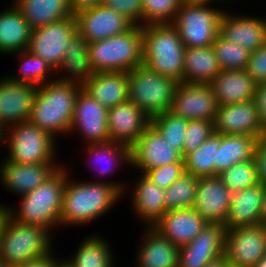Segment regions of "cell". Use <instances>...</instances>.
I'll return each mask as SVG.
<instances>
[{"mask_svg": "<svg viewBox=\"0 0 266 267\" xmlns=\"http://www.w3.org/2000/svg\"><path fill=\"white\" fill-rule=\"evenodd\" d=\"M68 166L60 223L64 229L94 222L113 210L124 198L123 193L112 184L93 180L74 181L69 176L71 170Z\"/></svg>", "mask_w": 266, "mask_h": 267, "instance_id": "6da1fadb", "label": "cell"}, {"mask_svg": "<svg viewBox=\"0 0 266 267\" xmlns=\"http://www.w3.org/2000/svg\"><path fill=\"white\" fill-rule=\"evenodd\" d=\"M66 164L63 163L49 179L34 190L19 196L21 200L18 206L0 203V207L16 222L43 226L53 233L55 227H61Z\"/></svg>", "mask_w": 266, "mask_h": 267, "instance_id": "7a4b0ae2", "label": "cell"}, {"mask_svg": "<svg viewBox=\"0 0 266 267\" xmlns=\"http://www.w3.org/2000/svg\"><path fill=\"white\" fill-rule=\"evenodd\" d=\"M47 228L16 222L5 211L0 220V258L5 266H20L55 250Z\"/></svg>", "mask_w": 266, "mask_h": 267, "instance_id": "3957f363", "label": "cell"}, {"mask_svg": "<svg viewBox=\"0 0 266 267\" xmlns=\"http://www.w3.org/2000/svg\"><path fill=\"white\" fill-rule=\"evenodd\" d=\"M83 87L53 80L39 86L29 121L56 139L69 135L75 101Z\"/></svg>", "mask_w": 266, "mask_h": 267, "instance_id": "277c9868", "label": "cell"}, {"mask_svg": "<svg viewBox=\"0 0 266 267\" xmlns=\"http://www.w3.org/2000/svg\"><path fill=\"white\" fill-rule=\"evenodd\" d=\"M142 65L183 82L185 46L172 24L143 26Z\"/></svg>", "mask_w": 266, "mask_h": 267, "instance_id": "5b68a950", "label": "cell"}, {"mask_svg": "<svg viewBox=\"0 0 266 267\" xmlns=\"http://www.w3.org/2000/svg\"><path fill=\"white\" fill-rule=\"evenodd\" d=\"M143 26L88 43L92 69L97 72H129L142 65Z\"/></svg>", "mask_w": 266, "mask_h": 267, "instance_id": "8992f818", "label": "cell"}, {"mask_svg": "<svg viewBox=\"0 0 266 267\" xmlns=\"http://www.w3.org/2000/svg\"><path fill=\"white\" fill-rule=\"evenodd\" d=\"M226 5L232 1H183L172 25L185 48L212 46L219 35V22L225 11L213 3ZM214 6V7H212Z\"/></svg>", "mask_w": 266, "mask_h": 267, "instance_id": "52a82bcc", "label": "cell"}, {"mask_svg": "<svg viewBox=\"0 0 266 267\" xmlns=\"http://www.w3.org/2000/svg\"><path fill=\"white\" fill-rule=\"evenodd\" d=\"M178 85L177 80L141 65L128 72V100L152 119L171 111Z\"/></svg>", "mask_w": 266, "mask_h": 267, "instance_id": "ba28073f", "label": "cell"}, {"mask_svg": "<svg viewBox=\"0 0 266 267\" xmlns=\"http://www.w3.org/2000/svg\"><path fill=\"white\" fill-rule=\"evenodd\" d=\"M58 141L50 133L24 121L5 129V159L20 164L59 163L55 158Z\"/></svg>", "mask_w": 266, "mask_h": 267, "instance_id": "9c48e42d", "label": "cell"}, {"mask_svg": "<svg viewBox=\"0 0 266 267\" xmlns=\"http://www.w3.org/2000/svg\"><path fill=\"white\" fill-rule=\"evenodd\" d=\"M76 17L50 23L31 31L28 51L44 59L56 72L60 67L69 40L77 33Z\"/></svg>", "mask_w": 266, "mask_h": 267, "instance_id": "30bf717a", "label": "cell"}, {"mask_svg": "<svg viewBox=\"0 0 266 267\" xmlns=\"http://www.w3.org/2000/svg\"><path fill=\"white\" fill-rule=\"evenodd\" d=\"M107 116L108 108L82 88L75 101L69 137L77 132L85 144L110 141Z\"/></svg>", "mask_w": 266, "mask_h": 267, "instance_id": "8fae6325", "label": "cell"}, {"mask_svg": "<svg viewBox=\"0 0 266 267\" xmlns=\"http://www.w3.org/2000/svg\"><path fill=\"white\" fill-rule=\"evenodd\" d=\"M232 267H252L266 255V224L226 230L225 252Z\"/></svg>", "mask_w": 266, "mask_h": 267, "instance_id": "7c38bea8", "label": "cell"}, {"mask_svg": "<svg viewBox=\"0 0 266 267\" xmlns=\"http://www.w3.org/2000/svg\"><path fill=\"white\" fill-rule=\"evenodd\" d=\"M185 162L182 154L150 125L131 147V166L144 173L166 164Z\"/></svg>", "mask_w": 266, "mask_h": 267, "instance_id": "4fadbf2b", "label": "cell"}, {"mask_svg": "<svg viewBox=\"0 0 266 267\" xmlns=\"http://www.w3.org/2000/svg\"><path fill=\"white\" fill-rule=\"evenodd\" d=\"M217 108L210 84L179 82L171 112L188 120L214 121Z\"/></svg>", "mask_w": 266, "mask_h": 267, "instance_id": "5bb4252c", "label": "cell"}, {"mask_svg": "<svg viewBox=\"0 0 266 267\" xmlns=\"http://www.w3.org/2000/svg\"><path fill=\"white\" fill-rule=\"evenodd\" d=\"M226 228L220 223H207L187 245L179 248L178 267H205L225 252Z\"/></svg>", "mask_w": 266, "mask_h": 267, "instance_id": "9a60e30c", "label": "cell"}, {"mask_svg": "<svg viewBox=\"0 0 266 267\" xmlns=\"http://www.w3.org/2000/svg\"><path fill=\"white\" fill-rule=\"evenodd\" d=\"M37 89L8 76L0 78V124L5 129L29 121Z\"/></svg>", "mask_w": 266, "mask_h": 267, "instance_id": "2e32d148", "label": "cell"}, {"mask_svg": "<svg viewBox=\"0 0 266 267\" xmlns=\"http://www.w3.org/2000/svg\"><path fill=\"white\" fill-rule=\"evenodd\" d=\"M214 133L220 135L266 136V129L261 125L254 100L218 106L214 120Z\"/></svg>", "mask_w": 266, "mask_h": 267, "instance_id": "e0dca14e", "label": "cell"}, {"mask_svg": "<svg viewBox=\"0 0 266 267\" xmlns=\"http://www.w3.org/2000/svg\"><path fill=\"white\" fill-rule=\"evenodd\" d=\"M77 31L87 43L123 34L134 25L119 13L103 5L75 15Z\"/></svg>", "mask_w": 266, "mask_h": 267, "instance_id": "ac0fdd59", "label": "cell"}, {"mask_svg": "<svg viewBox=\"0 0 266 267\" xmlns=\"http://www.w3.org/2000/svg\"><path fill=\"white\" fill-rule=\"evenodd\" d=\"M83 148L85 151L83 153H85L86 157L84 162H90L91 164L93 162L96 163H94L95 165L92 164L94 166V171L96 170V172H94L95 176L98 173L97 179H95L94 181L112 184L123 193L124 197H126L125 195L129 189L125 182L120 179H118L119 182L116 179L112 181V178L110 181L105 177H108L109 174H114L115 170H117V167H122L121 165L123 164H126V166L129 165L128 167L131 168V148L111 140L102 143L87 144L86 146H83ZM102 178H104V180Z\"/></svg>", "mask_w": 266, "mask_h": 267, "instance_id": "d6986e66", "label": "cell"}, {"mask_svg": "<svg viewBox=\"0 0 266 267\" xmlns=\"http://www.w3.org/2000/svg\"><path fill=\"white\" fill-rule=\"evenodd\" d=\"M62 163L20 164L7 159L0 162V183L11 194L22 196L49 179Z\"/></svg>", "mask_w": 266, "mask_h": 267, "instance_id": "ffe728a7", "label": "cell"}, {"mask_svg": "<svg viewBox=\"0 0 266 267\" xmlns=\"http://www.w3.org/2000/svg\"><path fill=\"white\" fill-rule=\"evenodd\" d=\"M107 123L110 140L131 148L151 125V118L127 100L108 109Z\"/></svg>", "mask_w": 266, "mask_h": 267, "instance_id": "44dd1931", "label": "cell"}, {"mask_svg": "<svg viewBox=\"0 0 266 267\" xmlns=\"http://www.w3.org/2000/svg\"><path fill=\"white\" fill-rule=\"evenodd\" d=\"M219 34L253 52L266 43V17L237 15L226 9L220 18Z\"/></svg>", "mask_w": 266, "mask_h": 267, "instance_id": "7402d4cb", "label": "cell"}, {"mask_svg": "<svg viewBox=\"0 0 266 267\" xmlns=\"http://www.w3.org/2000/svg\"><path fill=\"white\" fill-rule=\"evenodd\" d=\"M207 223L194 208H180L167 211L152 228L181 248L189 244Z\"/></svg>", "mask_w": 266, "mask_h": 267, "instance_id": "603a6c76", "label": "cell"}, {"mask_svg": "<svg viewBox=\"0 0 266 267\" xmlns=\"http://www.w3.org/2000/svg\"><path fill=\"white\" fill-rule=\"evenodd\" d=\"M231 192L218 176L201 177L193 208L208 222L224 224L229 213Z\"/></svg>", "mask_w": 266, "mask_h": 267, "instance_id": "cb8c5ba5", "label": "cell"}, {"mask_svg": "<svg viewBox=\"0 0 266 267\" xmlns=\"http://www.w3.org/2000/svg\"><path fill=\"white\" fill-rule=\"evenodd\" d=\"M132 187L131 209L142 222L141 227H152L167 211L164 199L165 190L158 187L149 180L143 173L140 175ZM133 207V208H132ZM144 222V223H143Z\"/></svg>", "mask_w": 266, "mask_h": 267, "instance_id": "d4e9b609", "label": "cell"}, {"mask_svg": "<svg viewBox=\"0 0 266 267\" xmlns=\"http://www.w3.org/2000/svg\"><path fill=\"white\" fill-rule=\"evenodd\" d=\"M263 193L262 183L231 193L229 213L223 224L226 230L262 224Z\"/></svg>", "mask_w": 266, "mask_h": 267, "instance_id": "484cf974", "label": "cell"}, {"mask_svg": "<svg viewBox=\"0 0 266 267\" xmlns=\"http://www.w3.org/2000/svg\"><path fill=\"white\" fill-rule=\"evenodd\" d=\"M218 106L251 101L257 83L243 70H222L210 83Z\"/></svg>", "mask_w": 266, "mask_h": 267, "instance_id": "4316f807", "label": "cell"}, {"mask_svg": "<svg viewBox=\"0 0 266 267\" xmlns=\"http://www.w3.org/2000/svg\"><path fill=\"white\" fill-rule=\"evenodd\" d=\"M140 246L137 247V267H178L179 248L162 237L152 227H142Z\"/></svg>", "mask_w": 266, "mask_h": 267, "instance_id": "83f0119b", "label": "cell"}, {"mask_svg": "<svg viewBox=\"0 0 266 267\" xmlns=\"http://www.w3.org/2000/svg\"><path fill=\"white\" fill-rule=\"evenodd\" d=\"M62 72L63 74H61ZM58 73L61 75L57 76L55 80L77 84L81 87H83L95 73L90 64L88 43L78 32L67 44L63 61L56 70V74Z\"/></svg>", "mask_w": 266, "mask_h": 267, "instance_id": "f1b7e54d", "label": "cell"}, {"mask_svg": "<svg viewBox=\"0 0 266 267\" xmlns=\"http://www.w3.org/2000/svg\"><path fill=\"white\" fill-rule=\"evenodd\" d=\"M12 3L0 11V53H13L28 49L32 29L21 11Z\"/></svg>", "mask_w": 266, "mask_h": 267, "instance_id": "f546056e", "label": "cell"}, {"mask_svg": "<svg viewBox=\"0 0 266 267\" xmlns=\"http://www.w3.org/2000/svg\"><path fill=\"white\" fill-rule=\"evenodd\" d=\"M108 109L128 100V72H97L83 86Z\"/></svg>", "mask_w": 266, "mask_h": 267, "instance_id": "4dcf8cb0", "label": "cell"}, {"mask_svg": "<svg viewBox=\"0 0 266 267\" xmlns=\"http://www.w3.org/2000/svg\"><path fill=\"white\" fill-rule=\"evenodd\" d=\"M33 30L55 23L73 14L69 0H12Z\"/></svg>", "mask_w": 266, "mask_h": 267, "instance_id": "1f68e13d", "label": "cell"}, {"mask_svg": "<svg viewBox=\"0 0 266 267\" xmlns=\"http://www.w3.org/2000/svg\"><path fill=\"white\" fill-rule=\"evenodd\" d=\"M85 238V239H84ZM75 249L72 256L63 260L67 267H116L111 243L103 236L87 235ZM114 263V264H113Z\"/></svg>", "mask_w": 266, "mask_h": 267, "instance_id": "d6a6232c", "label": "cell"}, {"mask_svg": "<svg viewBox=\"0 0 266 267\" xmlns=\"http://www.w3.org/2000/svg\"><path fill=\"white\" fill-rule=\"evenodd\" d=\"M221 71L212 46L185 48L183 82L210 84Z\"/></svg>", "mask_w": 266, "mask_h": 267, "instance_id": "836d02e7", "label": "cell"}, {"mask_svg": "<svg viewBox=\"0 0 266 267\" xmlns=\"http://www.w3.org/2000/svg\"><path fill=\"white\" fill-rule=\"evenodd\" d=\"M259 137L249 135H221V144L217 150L215 176L231 166L253 159Z\"/></svg>", "mask_w": 266, "mask_h": 267, "instance_id": "e575fe53", "label": "cell"}, {"mask_svg": "<svg viewBox=\"0 0 266 267\" xmlns=\"http://www.w3.org/2000/svg\"><path fill=\"white\" fill-rule=\"evenodd\" d=\"M17 55L19 60V73L8 74L12 80L32 84L36 87L43 86L44 84L55 80L56 72L50 65L41 57L35 56L28 50L13 53ZM21 61V63H20ZM54 75V77H52ZM51 76V77H49Z\"/></svg>", "mask_w": 266, "mask_h": 267, "instance_id": "d590c367", "label": "cell"}, {"mask_svg": "<svg viewBox=\"0 0 266 267\" xmlns=\"http://www.w3.org/2000/svg\"><path fill=\"white\" fill-rule=\"evenodd\" d=\"M221 144V135L213 133L198 149L185 158V172L195 177L215 176L217 150Z\"/></svg>", "mask_w": 266, "mask_h": 267, "instance_id": "8d00e7d4", "label": "cell"}, {"mask_svg": "<svg viewBox=\"0 0 266 267\" xmlns=\"http://www.w3.org/2000/svg\"><path fill=\"white\" fill-rule=\"evenodd\" d=\"M198 183V177L186 172L174 181L164 192L166 211L193 208Z\"/></svg>", "mask_w": 266, "mask_h": 267, "instance_id": "74e56055", "label": "cell"}, {"mask_svg": "<svg viewBox=\"0 0 266 267\" xmlns=\"http://www.w3.org/2000/svg\"><path fill=\"white\" fill-rule=\"evenodd\" d=\"M188 119L176 116L171 111L164 112L151 119V125L162 135L163 139L178 150L183 156L185 132Z\"/></svg>", "mask_w": 266, "mask_h": 267, "instance_id": "f35d334b", "label": "cell"}, {"mask_svg": "<svg viewBox=\"0 0 266 267\" xmlns=\"http://www.w3.org/2000/svg\"><path fill=\"white\" fill-rule=\"evenodd\" d=\"M221 70H243L247 68L250 51L243 46L224 39L220 34L212 44Z\"/></svg>", "mask_w": 266, "mask_h": 267, "instance_id": "ab89813d", "label": "cell"}, {"mask_svg": "<svg viewBox=\"0 0 266 267\" xmlns=\"http://www.w3.org/2000/svg\"><path fill=\"white\" fill-rule=\"evenodd\" d=\"M184 0H142V26L172 24Z\"/></svg>", "mask_w": 266, "mask_h": 267, "instance_id": "60d3db41", "label": "cell"}, {"mask_svg": "<svg viewBox=\"0 0 266 267\" xmlns=\"http://www.w3.org/2000/svg\"><path fill=\"white\" fill-rule=\"evenodd\" d=\"M218 177L231 193L253 187L259 183L253 159L231 166L221 172Z\"/></svg>", "mask_w": 266, "mask_h": 267, "instance_id": "b9f144b4", "label": "cell"}, {"mask_svg": "<svg viewBox=\"0 0 266 267\" xmlns=\"http://www.w3.org/2000/svg\"><path fill=\"white\" fill-rule=\"evenodd\" d=\"M214 133V121L189 120L185 132L183 158L198 149Z\"/></svg>", "mask_w": 266, "mask_h": 267, "instance_id": "7bdbcfd3", "label": "cell"}, {"mask_svg": "<svg viewBox=\"0 0 266 267\" xmlns=\"http://www.w3.org/2000/svg\"><path fill=\"white\" fill-rule=\"evenodd\" d=\"M184 173L185 162H176L147 170L143 174L158 187L165 190Z\"/></svg>", "mask_w": 266, "mask_h": 267, "instance_id": "ee69618b", "label": "cell"}, {"mask_svg": "<svg viewBox=\"0 0 266 267\" xmlns=\"http://www.w3.org/2000/svg\"><path fill=\"white\" fill-rule=\"evenodd\" d=\"M102 5L121 14L134 26H142V0H104Z\"/></svg>", "mask_w": 266, "mask_h": 267, "instance_id": "f6af8a7d", "label": "cell"}, {"mask_svg": "<svg viewBox=\"0 0 266 267\" xmlns=\"http://www.w3.org/2000/svg\"><path fill=\"white\" fill-rule=\"evenodd\" d=\"M246 71L257 84L266 82V43L250 53Z\"/></svg>", "mask_w": 266, "mask_h": 267, "instance_id": "bcb514c9", "label": "cell"}, {"mask_svg": "<svg viewBox=\"0 0 266 267\" xmlns=\"http://www.w3.org/2000/svg\"><path fill=\"white\" fill-rule=\"evenodd\" d=\"M253 160L259 183L266 185V136L262 137L256 145Z\"/></svg>", "mask_w": 266, "mask_h": 267, "instance_id": "7dc6e473", "label": "cell"}, {"mask_svg": "<svg viewBox=\"0 0 266 267\" xmlns=\"http://www.w3.org/2000/svg\"><path fill=\"white\" fill-rule=\"evenodd\" d=\"M253 100L257 107L261 125L266 129V82L257 84Z\"/></svg>", "mask_w": 266, "mask_h": 267, "instance_id": "c3c4849f", "label": "cell"}, {"mask_svg": "<svg viewBox=\"0 0 266 267\" xmlns=\"http://www.w3.org/2000/svg\"><path fill=\"white\" fill-rule=\"evenodd\" d=\"M103 1L104 0H69V5L72 14L75 16L79 12L102 5Z\"/></svg>", "mask_w": 266, "mask_h": 267, "instance_id": "681fc988", "label": "cell"}, {"mask_svg": "<svg viewBox=\"0 0 266 267\" xmlns=\"http://www.w3.org/2000/svg\"><path fill=\"white\" fill-rule=\"evenodd\" d=\"M64 258H58L55 251L45 256L44 258L31 261L30 267H60L63 264Z\"/></svg>", "mask_w": 266, "mask_h": 267, "instance_id": "f907efd6", "label": "cell"}, {"mask_svg": "<svg viewBox=\"0 0 266 267\" xmlns=\"http://www.w3.org/2000/svg\"><path fill=\"white\" fill-rule=\"evenodd\" d=\"M205 267H231L225 255L211 261Z\"/></svg>", "mask_w": 266, "mask_h": 267, "instance_id": "816d5d0a", "label": "cell"}, {"mask_svg": "<svg viewBox=\"0 0 266 267\" xmlns=\"http://www.w3.org/2000/svg\"><path fill=\"white\" fill-rule=\"evenodd\" d=\"M261 217H262V224H266V185H264Z\"/></svg>", "mask_w": 266, "mask_h": 267, "instance_id": "f5cc1de1", "label": "cell"}, {"mask_svg": "<svg viewBox=\"0 0 266 267\" xmlns=\"http://www.w3.org/2000/svg\"><path fill=\"white\" fill-rule=\"evenodd\" d=\"M5 141V128L0 124V149Z\"/></svg>", "mask_w": 266, "mask_h": 267, "instance_id": "db71d44e", "label": "cell"}, {"mask_svg": "<svg viewBox=\"0 0 266 267\" xmlns=\"http://www.w3.org/2000/svg\"><path fill=\"white\" fill-rule=\"evenodd\" d=\"M252 267H266V255L262 257L255 265Z\"/></svg>", "mask_w": 266, "mask_h": 267, "instance_id": "11a10c76", "label": "cell"}, {"mask_svg": "<svg viewBox=\"0 0 266 267\" xmlns=\"http://www.w3.org/2000/svg\"><path fill=\"white\" fill-rule=\"evenodd\" d=\"M6 267H30V262H27L26 264L20 266H6Z\"/></svg>", "mask_w": 266, "mask_h": 267, "instance_id": "9f6ffc18", "label": "cell"}, {"mask_svg": "<svg viewBox=\"0 0 266 267\" xmlns=\"http://www.w3.org/2000/svg\"><path fill=\"white\" fill-rule=\"evenodd\" d=\"M185 1H231V0H185Z\"/></svg>", "mask_w": 266, "mask_h": 267, "instance_id": "6f0895ef", "label": "cell"}, {"mask_svg": "<svg viewBox=\"0 0 266 267\" xmlns=\"http://www.w3.org/2000/svg\"><path fill=\"white\" fill-rule=\"evenodd\" d=\"M4 211H5V209H3V208L0 207V220L2 218V215H3Z\"/></svg>", "mask_w": 266, "mask_h": 267, "instance_id": "680465c9", "label": "cell"}, {"mask_svg": "<svg viewBox=\"0 0 266 267\" xmlns=\"http://www.w3.org/2000/svg\"><path fill=\"white\" fill-rule=\"evenodd\" d=\"M0 267H6L0 258Z\"/></svg>", "mask_w": 266, "mask_h": 267, "instance_id": "91938a15", "label": "cell"}]
</instances>
